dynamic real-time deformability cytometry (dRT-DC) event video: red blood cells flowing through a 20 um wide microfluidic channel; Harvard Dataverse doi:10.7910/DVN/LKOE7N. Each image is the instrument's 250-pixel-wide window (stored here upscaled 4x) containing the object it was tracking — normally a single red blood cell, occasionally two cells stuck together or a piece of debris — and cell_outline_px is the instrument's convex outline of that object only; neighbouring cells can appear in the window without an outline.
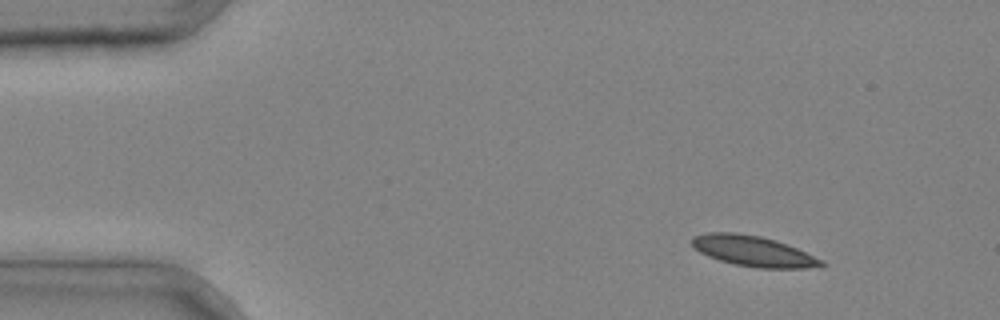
{"species": "common noctule bat (a hibernating species)", "species_latin": "Nyctalus noctula", "temperature_condition": "cold", "stored_images_in_passage": 38, "camera_frame_rate_fps": 3000, "um_per_image_px": 0.085, "animal": {"sex": "male", "body_mass_g": 20.4}, "frame": {"image": 1, "passage_image": 1, "time_ms": 0.0, "image_size_px": [1000, 320], "cell_outline_px": [[824, 264], [804, 268], [760, 268], [736, 264], [720, 260], [708, 256], [700, 252], [692, 244], [692, 236], [708, 232], [736, 232], [760, 236], [776, 240], [796, 248], [824, 260]], "centroid_in_image_um": [64.0, 21.33], "position_along_channel_um": 21.0, "area_um2": 22.72}}
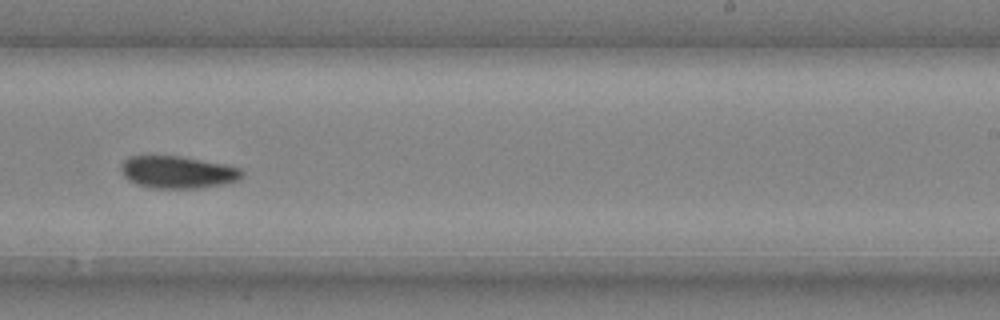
{"frame": {"image": 2, "passage_image": 23, "time_ms": 7.333, "image_size_px": [1000, 320], "cell_outline_px": [[244, 176], [240, 180], [224, 184], [200, 188], [152, 188], [136, 184], [128, 180], [124, 176], [120, 168], [120, 164], [128, 156], [180, 156], [224, 164], [240, 168], [244, 172]], "centroid_in_image_um": [15.11, 14.64], "position_along_channel_um": 273.9, "area_um2": 22.95}}
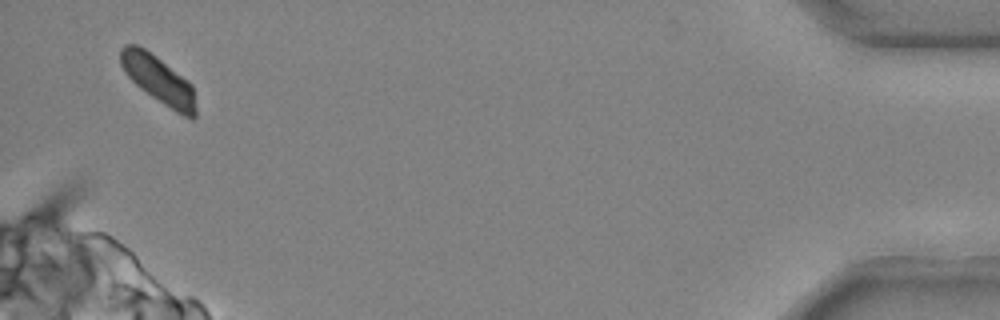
{"frame": {"image": 3, "passage_image": 37, "time_ms": 12.0, "image_size_px": [1000, 320], "cell_outline_px": [[196, 116], [192, 120], [176, 112], [140, 88], [124, 72], [120, 64], [120, 48], [124, 44], [136, 44], [144, 48], [156, 56], [192, 84], [196, 108]], "centroid_in_image_um": [13.46, 6.76], "position_along_channel_um": 421.7, "area_um2": 20.75}}